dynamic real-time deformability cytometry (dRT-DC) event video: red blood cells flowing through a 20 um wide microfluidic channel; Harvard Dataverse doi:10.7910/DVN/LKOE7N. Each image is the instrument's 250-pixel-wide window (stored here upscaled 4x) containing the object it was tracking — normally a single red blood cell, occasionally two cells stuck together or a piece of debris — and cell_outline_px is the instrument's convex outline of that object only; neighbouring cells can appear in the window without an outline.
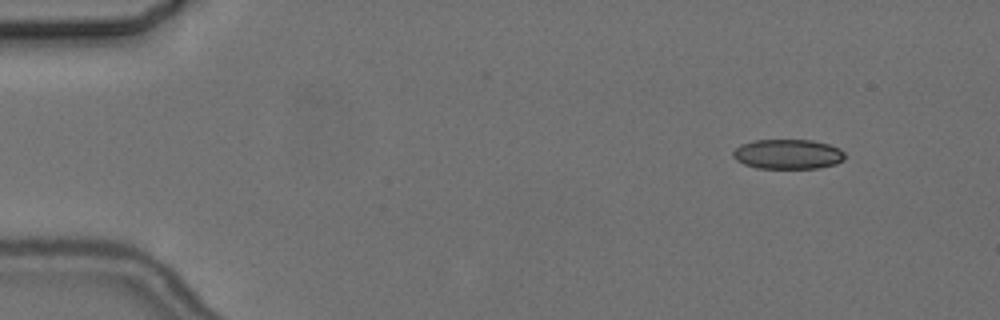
{"species": "common noctule bat (a hibernating species)", "species_latin": "Nyctalus noctula", "temperature_condition": "cold", "stored_images_in_passage": 1, "camera_frame_rate_fps": 3000, "um_per_image_px": 0.085, "animal": {"sex": "female", "body_mass_g": 24.6, "forearm_length_mm": 56.2}, "frame": {"image": 1, "passage_image": 1, "time_ms": 0.0, "image_size_px": [1000, 320], "cell_outline_px": [[844, 160], [836, 164], [820, 168], [756, 168], [744, 164], [736, 160], [732, 156], [732, 152], [740, 144], [752, 140], [812, 140], [828, 144], [840, 148], [844, 152]], "centroid_in_image_um": [66.96, 13.1], "position_along_channel_um": 18.0, "area_um2": 19.59}}